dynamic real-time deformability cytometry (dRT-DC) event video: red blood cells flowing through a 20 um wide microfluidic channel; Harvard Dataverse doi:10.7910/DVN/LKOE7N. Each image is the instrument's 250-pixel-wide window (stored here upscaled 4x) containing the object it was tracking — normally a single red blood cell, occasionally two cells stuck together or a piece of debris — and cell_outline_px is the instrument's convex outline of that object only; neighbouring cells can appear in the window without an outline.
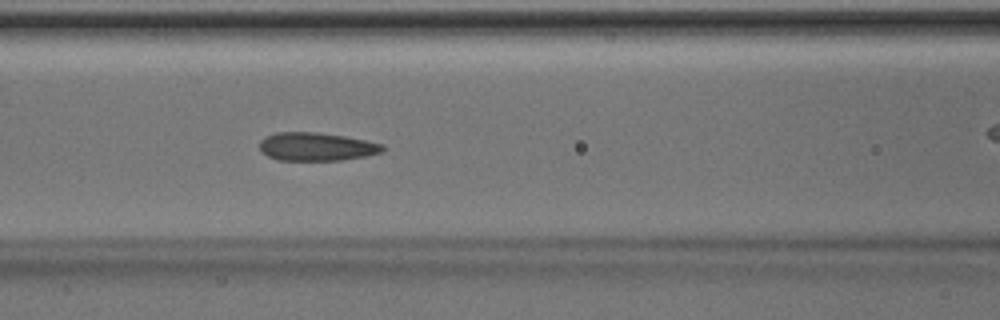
{"species": "Egyptian fruit bat (a non-hibernating species)", "species_latin": "Rousettus aegyptiacus", "temperature_condition": "room temperature", "stored_images_in_passage": 49, "camera_frame_rate_fps": 3000, "um_per_image_px": 0.085, "animal": {"sex": "male"}, "frame": {"image": 1, "passage_image": 20, "time_ms": 6.333, "image_size_px": [1000, 320], "cell_outline_px": [[384, 148], [380, 152], [368, 156], [340, 160], [280, 160], [268, 156], [260, 148], [260, 140], [264, 136], [276, 132], [316, 132], [344, 136], [384, 144]], "centroid_in_image_um": [26.89, 12.46], "position_along_channel_um": 139.7, "area_um2": 20.17}}
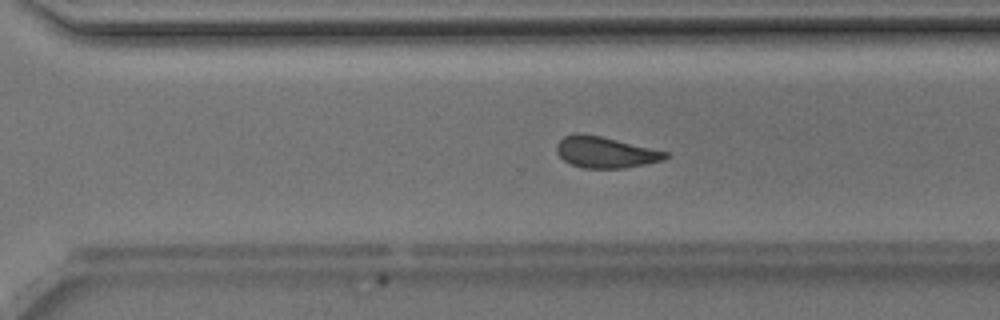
{"frame": {"image": 2, "passage_image": 33, "time_ms": 10.667, "image_size_px": [1000, 320], "cell_outline_px": [[668, 156], [664, 160], [624, 168], [584, 168], [572, 164], [564, 160], [556, 152], [556, 144], [564, 136], [600, 136], [668, 152]], "centroid_in_image_um": [51.48, 12.98], "position_along_channel_um": 319.1, "area_um2": 19.07}}
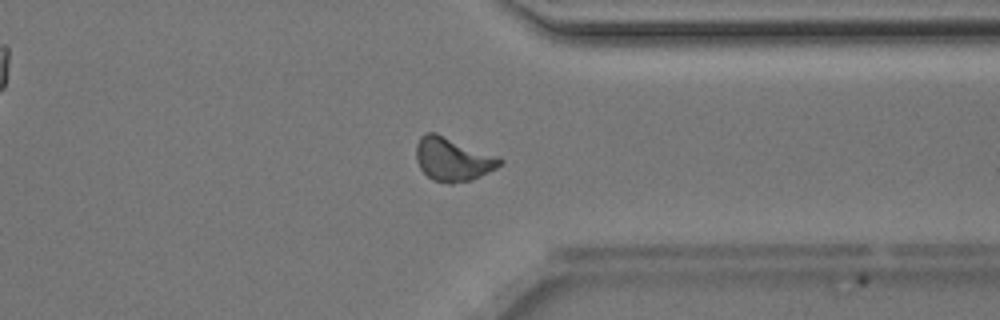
{"frame": {"image": 3, "passage_image": 37, "time_ms": 12.0, "image_size_px": [1000, 320], "cell_outline_px": [[504, 160], [496, 168], [472, 180], [452, 184], [448, 184], [432, 180], [420, 168], [416, 160], [416, 144], [420, 136], [424, 132], [436, 132], [500, 156]], "centroid_in_image_um": [38.48, 13.52], "position_along_channel_um": 372.9, "area_um2": 21.62}, "authors_computed_cell_mechanics": {"area_um2": 20.4612, "velocity_mm_per_s": 4.1503, "shape_relaxation_time_tau1_ms": 5.4032, "shape_relaxation_time_tau2_ms": 1.5495, "deformation_change_tau1": 0.1096, "deformation_change_tau2": 0.0696}}